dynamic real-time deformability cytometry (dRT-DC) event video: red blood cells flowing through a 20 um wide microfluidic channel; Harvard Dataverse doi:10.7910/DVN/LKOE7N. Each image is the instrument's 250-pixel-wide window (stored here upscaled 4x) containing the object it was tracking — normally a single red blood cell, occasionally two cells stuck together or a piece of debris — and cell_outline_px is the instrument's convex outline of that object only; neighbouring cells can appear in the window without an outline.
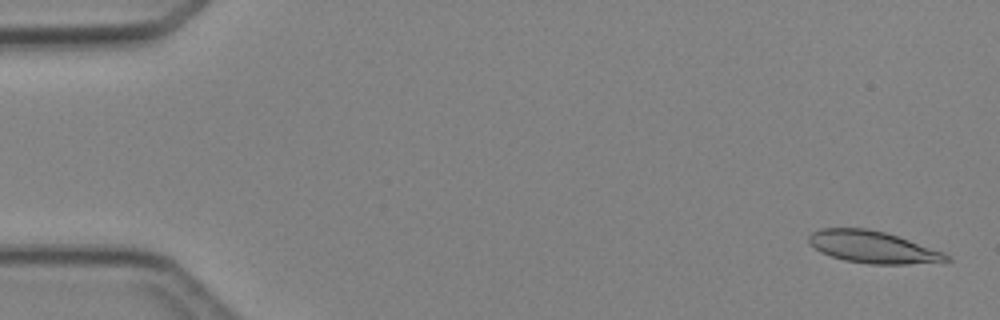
{"species": "Egyptian fruit bat (a non-hibernating species)", "species_latin": "Rousettus aegyptiacus", "temperature_condition": "cold", "stored_images_in_passage": 5, "camera_frame_rate_fps": 3000, "um_per_image_px": 0.085, "animal": {"sex": "female"}, "frame": {"image": 1, "passage_image": 1, "time_ms": 0.0, "image_size_px": [1000, 320], "cell_outline_px": [[952, 260], [908, 264], [868, 264], [844, 260], [820, 252], [808, 240], [808, 236], [812, 232], [820, 228], [868, 228], [884, 232], [944, 252], [952, 256]], "centroid_in_image_um": [74.18, 21.0], "position_along_channel_um": 10.8, "area_um2": 25.43}}
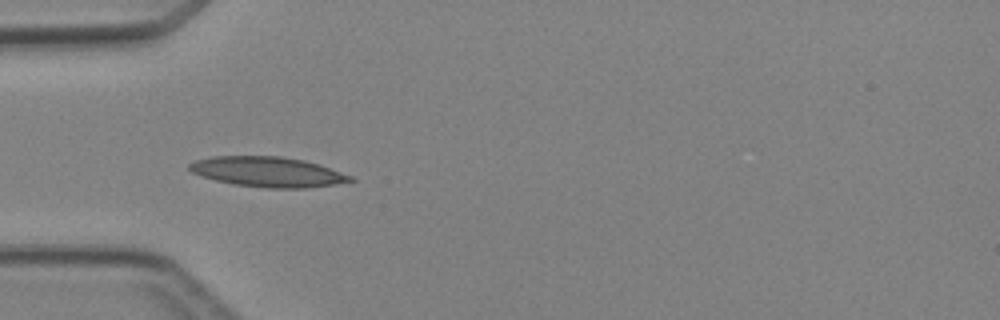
{"frame": {"image": 2, "passage_image": 4, "time_ms": 4.333, "image_size_px": [1000, 320], "cell_outline_px": [[356, 180], [332, 184], [304, 188], [268, 188], [232, 184], [216, 180], [192, 172], [188, 168], [188, 164], [196, 160], [212, 156], [280, 156], [304, 160], [320, 164], [352, 176]], "centroid_in_image_um": [22.76, 14.6], "position_along_channel_um": 62.2, "area_um2": 28.09}}
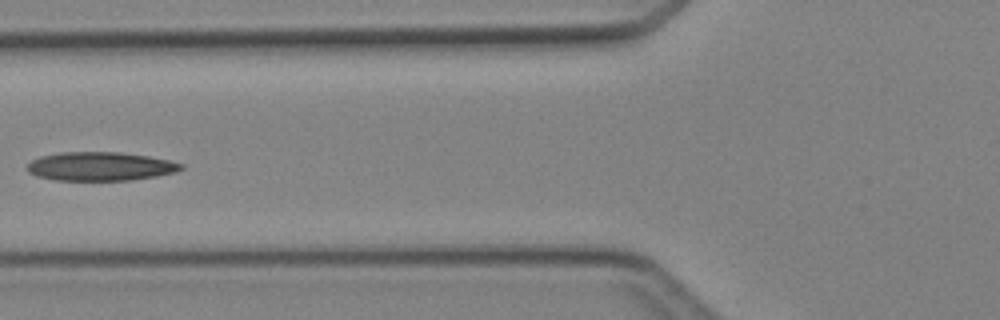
{"frame": {"image": 3, "passage_image": 5, "time_ms": 5.667, "image_size_px": [1000, 320], "cell_outline_px": [[184, 168], [176, 172], [156, 176], [132, 180], [56, 180], [36, 176], [28, 172], [28, 164], [32, 160], [40, 156], [60, 152], [120, 152], [148, 156], [168, 160], [184, 164]], "centroid_in_image_um": [8.54, 14.14], "position_along_channel_um": 117.3, "area_um2": 25.78}}